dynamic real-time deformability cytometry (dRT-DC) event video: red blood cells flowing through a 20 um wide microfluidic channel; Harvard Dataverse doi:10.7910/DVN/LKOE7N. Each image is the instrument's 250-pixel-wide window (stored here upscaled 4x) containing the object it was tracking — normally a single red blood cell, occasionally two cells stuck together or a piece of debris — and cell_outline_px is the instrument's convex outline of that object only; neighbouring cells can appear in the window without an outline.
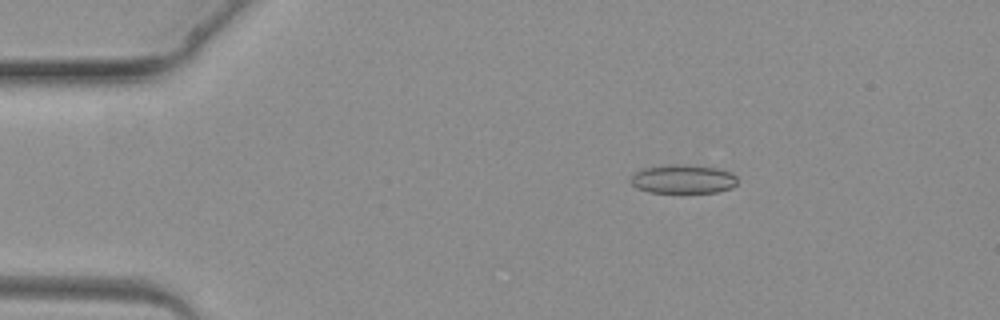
{"species": "common noctule bat (a hibernating species)", "species_latin": "Nyctalus noctula", "temperature_condition": "warm", "stored_images_in_passage": 3, "camera_frame_rate_fps": 3000, "um_per_image_px": 0.085, "animal": {"sex": "female", "body_mass_g": 19.3, "forearm_length_mm": 54.1}, "frame": {"image": 1, "passage_image": 2, "time_ms": 1.0, "image_size_px": [1000, 320], "cell_outline_px": [[736, 184], [732, 188], [716, 192], [652, 192], [636, 188], [628, 180], [640, 168], [668, 164], [684, 164], [716, 168], [732, 172], [736, 176]], "centroid_in_image_um": [58.03, 15.21], "position_along_channel_um": 27.0, "area_um2": 18.03}}